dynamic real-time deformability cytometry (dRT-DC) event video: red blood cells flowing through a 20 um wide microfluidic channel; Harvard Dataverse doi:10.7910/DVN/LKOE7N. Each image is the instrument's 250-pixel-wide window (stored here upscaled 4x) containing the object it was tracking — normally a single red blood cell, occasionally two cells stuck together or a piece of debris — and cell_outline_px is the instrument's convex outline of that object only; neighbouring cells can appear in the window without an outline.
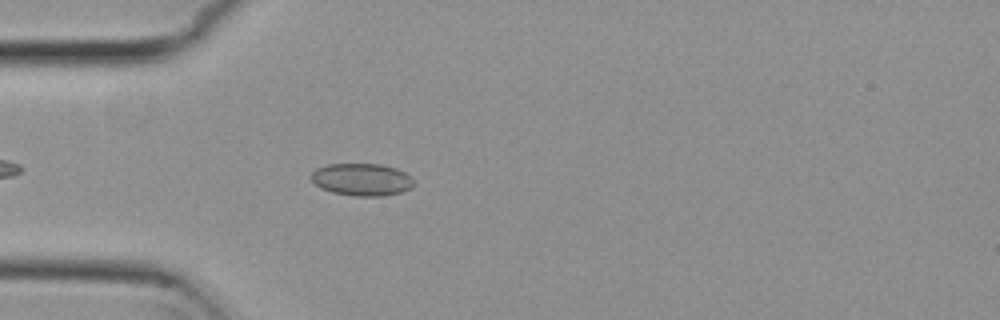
{"species": "common noctule bat (a hibernating species)", "species_latin": "Nyctalus noctula", "temperature_condition": "cold", "stored_images_in_passage": 45, "camera_frame_rate_fps": 3000, "um_per_image_px": 0.085, "animal": {"sex": "female", "body_mass_g": 29.2, "forearm_length_mm": 56.3}, "frame": {"image": 1, "passage_image": 6, "time_ms": 1.667, "image_size_px": [1000, 320], "cell_outline_px": [[412, 188], [400, 192], [384, 196], [352, 196], [332, 192], [320, 188], [308, 176], [316, 168], [328, 164], [380, 164], [396, 168], [404, 172], [412, 180]], "centroid_in_image_um": [30.7, 15.26], "position_along_channel_um": 54.3, "area_um2": 19.36}}
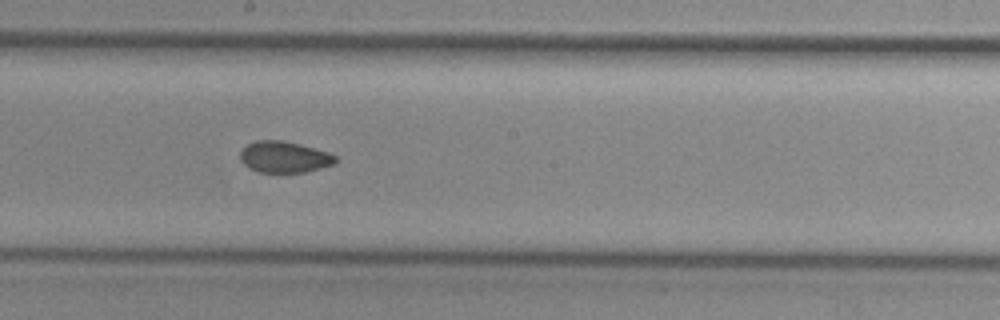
{"frame": {"image": 2, "passage_image": 20, "time_ms": 6.333, "image_size_px": [1000, 320], "cell_outline_px": [[336, 160], [332, 164], [304, 172], [260, 172], [244, 164], [240, 160], [240, 152], [248, 144], [256, 140], [284, 140], [300, 144], [328, 152], [336, 156]], "centroid_in_image_um": [24.14, 13.33], "position_along_channel_um": 224.1, "area_um2": 17.11}}
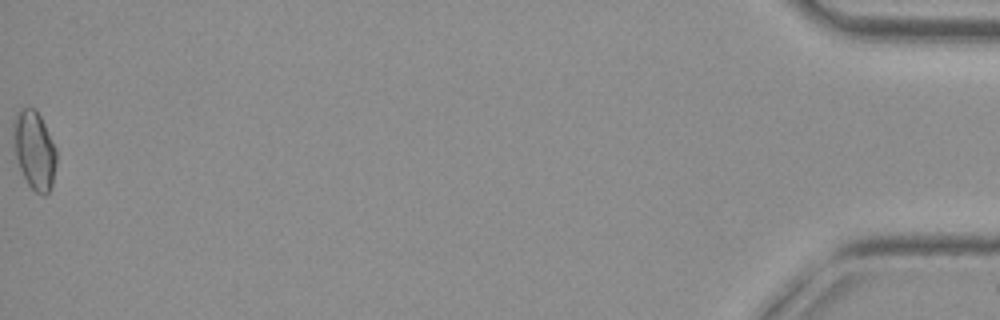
{"frame": {"image": 3, "passage_image": 45, "time_ms": 14.667, "image_size_px": [1000, 320], "cell_outline_px": [[56, 164], [52, 188], [44, 196], [36, 192], [28, 184], [20, 168], [12, 148], [12, 120], [24, 108], [36, 108], [56, 148]], "centroid_in_image_um": [2.9, 12.77], "position_along_channel_um": 432.3, "area_um2": 19.83}, "authors_computed_cell_mechanics": {"area_um2": 18.0914, "velocity_mm_per_s": 3.7813, "shape_relaxation_time_tau1_ms": 9.9172, "shape_relaxation_time_tau2_ms": 2.9129, "deformation_change_tau1": 0.1076, "deformation_change_tau2": 0.0601}}